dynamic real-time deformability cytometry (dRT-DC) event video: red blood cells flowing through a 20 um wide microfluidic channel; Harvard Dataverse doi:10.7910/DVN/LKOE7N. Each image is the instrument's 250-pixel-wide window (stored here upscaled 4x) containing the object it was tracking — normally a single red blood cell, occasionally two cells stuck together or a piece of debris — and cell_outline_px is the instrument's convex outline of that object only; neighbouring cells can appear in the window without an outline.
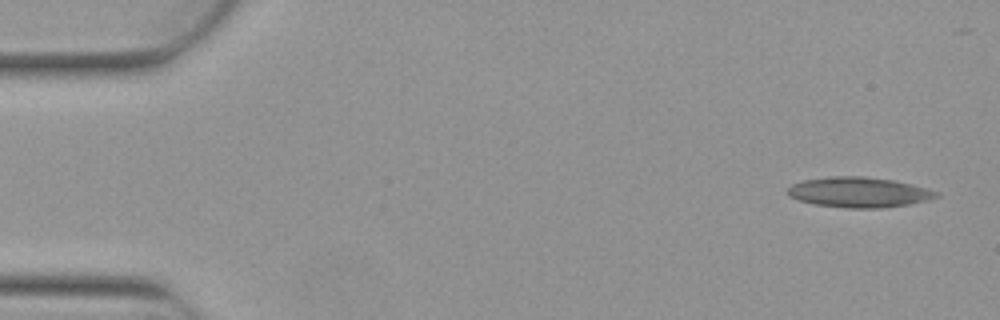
{"species": "Egyptian fruit bat (a non-hibernating species)", "species_latin": "Rousettus aegyptiacus", "temperature_condition": "warm", "stored_images_in_passage": 6, "camera_frame_rate_fps": 3000, "um_per_image_px": 0.085, "animal": {"sex": "female"}, "frame": {"image": 1, "passage_image": 1, "time_ms": 0.0, "image_size_px": [1000, 320], "cell_outline_px": [[940, 196], [928, 200], [908, 204], [880, 208], [848, 208], [816, 204], [800, 200], [788, 196], [788, 188], [792, 184], [804, 180], [832, 176], [864, 176], [892, 180], [912, 184], [928, 188], [940, 192]], "centroid_in_image_um": [73.05, 16.34], "position_along_channel_um": 12.0, "area_um2": 26.13}}
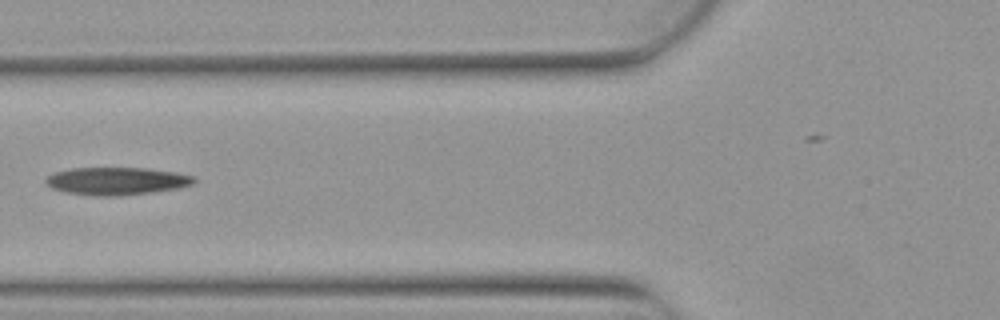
{"frame": {"image": 2, "passage_image": 6, "time_ms": 1.667, "image_size_px": [1000, 320], "cell_outline_px": [[196, 180], [192, 184], [180, 188], [152, 192], [116, 196], [96, 196], [64, 192], [52, 188], [44, 184], [44, 180], [48, 176], [56, 172], [72, 168], [148, 168], [176, 172], [196, 176]], "centroid_in_image_um": [9.92, 15.39], "position_along_channel_um": 115.9, "area_um2": 24.04}}